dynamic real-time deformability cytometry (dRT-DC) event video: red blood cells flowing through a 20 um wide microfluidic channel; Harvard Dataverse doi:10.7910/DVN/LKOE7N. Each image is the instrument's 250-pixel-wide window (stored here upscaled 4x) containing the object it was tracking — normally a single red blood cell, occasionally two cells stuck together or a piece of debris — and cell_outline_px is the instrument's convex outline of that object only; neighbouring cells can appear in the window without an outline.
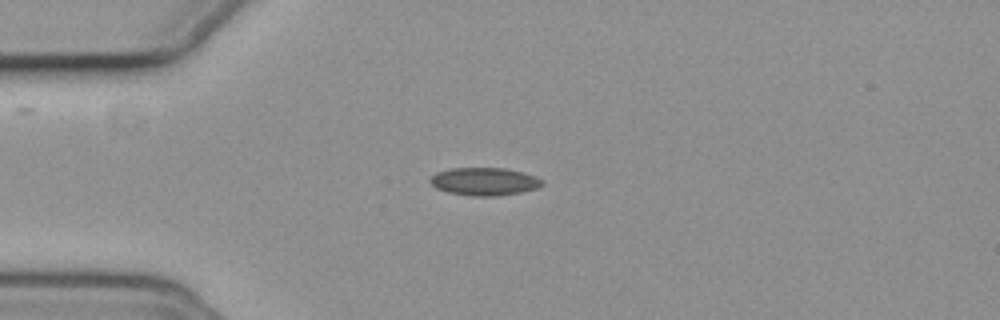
{"species": "common noctule bat (a hibernating species)", "species_latin": "Nyctalus noctula", "temperature_condition": "cold", "stored_images_in_passage": 43, "camera_frame_rate_fps": 3000, "um_per_image_px": 0.085, "animal": {"sex": "female", "body_mass_g": 19.3, "forearm_length_mm": 54.1}, "frame": {"image": 1, "passage_image": 1, "time_ms": 0.0, "image_size_px": [1000, 320], "cell_outline_px": [[544, 184], [536, 188], [520, 192], [496, 196], [468, 196], [448, 192], [436, 188], [428, 180], [436, 172], [452, 168], [504, 168], [524, 172], [536, 176], [544, 180]], "centroid_in_image_um": [41.18, 15.42], "position_along_channel_um": 43.8, "area_um2": 18.26}}
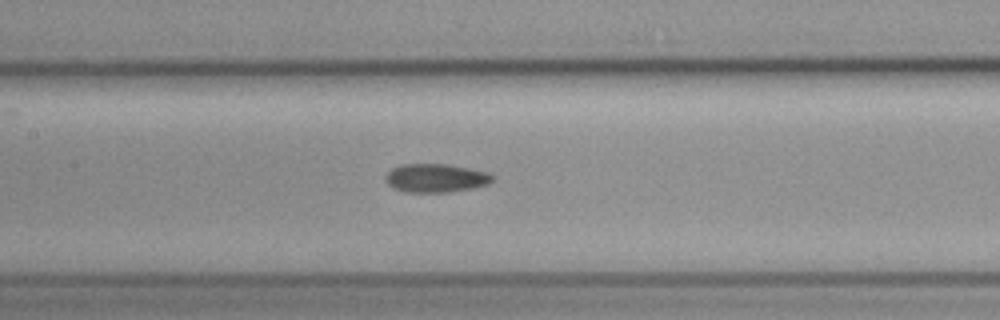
{"frame": {"image": 2, "passage_image": 13, "time_ms": 4.0, "image_size_px": [1000, 320], "cell_outline_px": [[496, 180], [488, 184], [472, 188], [448, 192], [404, 192], [388, 184], [384, 176], [392, 168], [400, 164], [448, 164], [488, 172], [496, 176]], "centroid_in_image_um": [37.08, 15.13], "position_along_channel_um": 170.3, "area_um2": 17.92}}
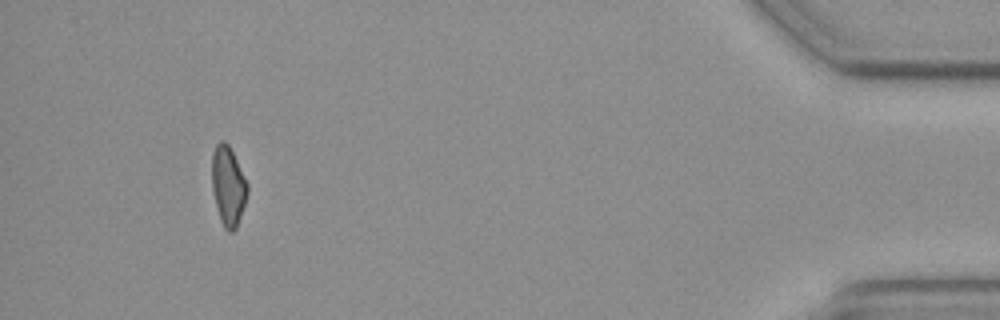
{"frame": {"image": 3, "passage_image": 39, "time_ms": 12.667, "image_size_px": [1000, 320], "cell_outline_px": [[248, 192], [236, 228], [232, 232], [228, 232], [224, 228], [220, 220], [212, 188], [212, 152], [216, 144], [220, 140], [224, 140], [228, 144], [248, 184]], "centroid_in_image_um": [19.38, 15.79], "position_along_channel_um": 415.8, "area_um2": 16.24}, "authors_computed_cell_mechanics": {"area_um2": 17.1666, "velocity_mm_per_s": 3.6892, "shape_relaxation_time_tau1_ms": 9.0729, "shape_relaxation_time_tau2_ms": 11.1547, "deformation_change_tau1": 0.1465, "deformation_change_tau2": 0.172}}